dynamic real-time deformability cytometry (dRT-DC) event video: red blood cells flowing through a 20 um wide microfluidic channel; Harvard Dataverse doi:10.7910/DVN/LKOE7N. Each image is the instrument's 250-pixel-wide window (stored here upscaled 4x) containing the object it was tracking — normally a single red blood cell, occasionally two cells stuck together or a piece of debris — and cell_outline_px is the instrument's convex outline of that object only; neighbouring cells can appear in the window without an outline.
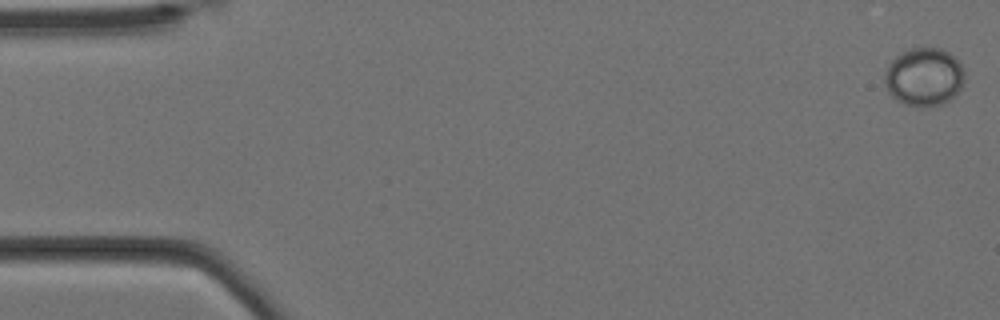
{"species": "Egyptian fruit bat (a non-hibernating species)", "species_latin": "Rousettus aegyptiacus", "temperature_condition": "cold", "stored_images_in_passage": 58, "camera_frame_rate_fps": 3000, "um_per_image_px": 0.085, "animal": {"sex": "female"}, "frame": {"image": 1, "passage_image": 1, "time_ms": 0.0, "image_size_px": [1000, 320], "cell_outline_px": [[964, 84], [956, 96], [944, 104], [928, 108], [920, 108], [904, 104], [896, 100], [888, 92], [884, 84], [884, 76], [888, 64], [900, 52], [908, 48], [940, 48], [948, 52], [960, 64], [964, 72]], "centroid_in_image_um": [78.54, 6.58], "position_along_channel_um": 6.5, "area_um2": 27.69}}
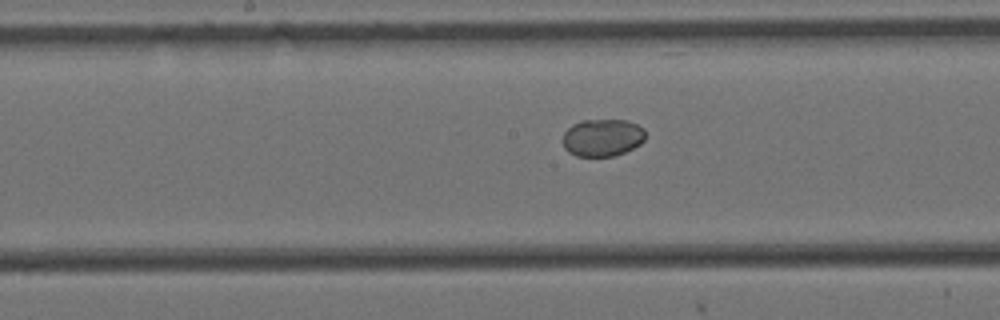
{"frame": {"image": 2, "passage_image": 29, "time_ms": 9.333, "image_size_px": [1000, 320], "cell_outline_px": [[644, 140], [640, 144], [624, 152], [612, 156], [576, 156], [568, 152], [564, 148], [564, 132], [572, 124], [580, 120], [628, 120], [644, 128]], "centroid_in_image_um": [51.2, 11.69], "position_along_channel_um": 197.0, "area_um2": 17.98}}
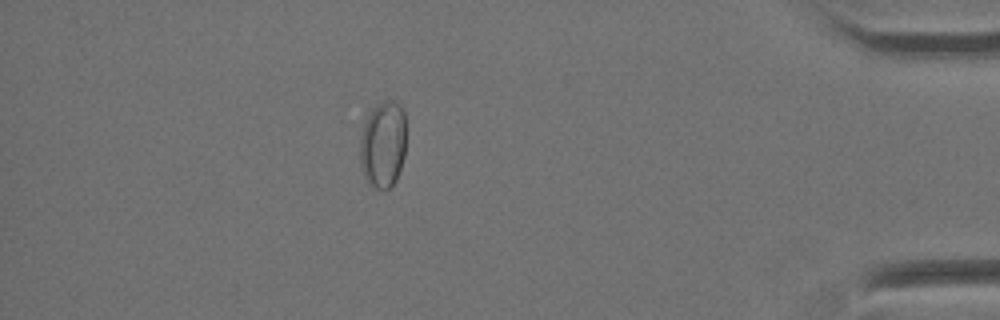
{"frame": {"image": 3, "passage_image": 51, "time_ms": 16.667, "image_size_px": [1000, 320], "cell_outline_px": [[404, 156], [396, 180], [384, 192], [368, 184], [364, 176], [360, 164], [360, 140], [364, 116], [376, 104], [384, 100], [392, 100], [400, 104], [404, 108]], "centroid_in_image_um": [32.52, 12.25], "position_along_channel_um": 402.7, "area_um2": 23.81}}